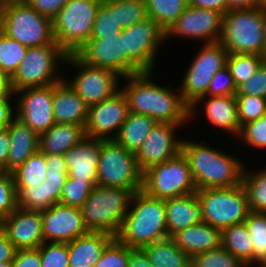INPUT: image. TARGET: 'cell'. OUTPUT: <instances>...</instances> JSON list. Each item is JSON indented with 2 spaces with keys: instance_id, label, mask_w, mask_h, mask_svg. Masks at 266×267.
<instances>
[{
  "instance_id": "1",
  "label": "cell",
  "mask_w": 266,
  "mask_h": 267,
  "mask_svg": "<svg viewBox=\"0 0 266 267\" xmlns=\"http://www.w3.org/2000/svg\"><path fill=\"white\" fill-rule=\"evenodd\" d=\"M153 72L129 75L122 92L126 96L129 111L153 118L157 123L182 125L190 120V106L182 99L180 89L160 86L152 82ZM176 91L178 93H176Z\"/></svg>"
},
{
  "instance_id": "2",
  "label": "cell",
  "mask_w": 266,
  "mask_h": 267,
  "mask_svg": "<svg viewBox=\"0 0 266 267\" xmlns=\"http://www.w3.org/2000/svg\"><path fill=\"white\" fill-rule=\"evenodd\" d=\"M197 189L230 188L242 184L244 165L239 159L208 144L182 141Z\"/></svg>"
},
{
  "instance_id": "3",
  "label": "cell",
  "mask_w": 266,
  "mask_h": 267,
  "mask_svg": "<svg viewBox=\"0 0 266 267\" xmlns=\"http://www.w3.org/2000/svg\"><path fill=\"white\" fill-rule=\"evenodd\" d=\"M130 206L116 235L121 243L129 248H143L168 237L165 200L139 190L134 192Z\"/></svg>"
},
{
  "instance_id": "4",
  "label": "cell",
  "mask_w": 266,
  "mask_h": 267,
  "mask_svg": "<svg viewBox=\"0 0 266 267\" xmlns=\"http://www.w3.org/2000/svg\"><path fill=\"white\" fill-rule=\"evenodd\" d=\"M0 30L27 47L58 45L52 19L38 13L24 0H2Z\"/></svg>"
},
{
  "instance_id": "5",
  "label": "cell",
  "mask_w": 266,
  "mask_h": 267,
  "mask_svg": "<svg viewBox=\"0 0 266 267\" xmlns=\"http://www.w3.org/2000/svg\"><path fill=\"white\" fill-rule=\"evenodd\" d=\"M133 194L131 189L95 185L81 207L88 231L104 232L116 237Z\"/></svg>"
},
{
  "instance_id": "6",
  "label": "cell",
  "mask_w": 266,
  "mask_h": 267,
  "mask_svg": "<svg viewBox=\"0 0 266 267\" xmlns=\"http://www.w3.org/2000/svg\"><path fill=\"white\" fill-rule=\"evenodd\" d=\"M265 10H231L223 15L219 42L231 53L265 56Z\"/></svg>"
},
{
  "instance_id": "7",
  "label": "cell",
  "mask_w": 266,
  "mask_h": 267,
  "mask_svg": "<svg viewBox=\"0 0 266 267\" xmlns=\"http://www.w3.org/2000/svg\"><path fill=\"white\" fill-rule=\"evenodd\" d=\"M124 45V77L153 72L158 50L165 43V31L158 23L145 20L122 29Z\"/></svg>"
},
{
  "instance_id": "8",
  "label": "cell",
  "mask_w": 266,
  "mask_h": 267,
  "mask_svg": "<svg viewBox=\"0 0 266 267\" xmlns=\"http://www.w3.org/2000/svg\"><path fill=\"white\" fill-rule=\"evenodd\" d=\"M103 0H68L52 19L55 42L69 55L90 38L99 4Z\"/></svg>"
},
{
  "instance_id": "9",
  "label": "cell",
  "mask_w": 266,
  "mask_h": 267,
  "mask_svg": "<svg viewBox=\"0 0 266 267\" xmlns=\"http://www.w3.org/2000/svg\"><path fill=\"white\" fill-rule=\"evenodd\" d=\"M203 222L220 231L244 223L250 209L243 184L230 188L197 189Z\"/></svg>"
},
{
  "instance_id": "10",
  "label": "cell",
  "mask_w": 266,
  "mask_h": 267,
  "mask_svg": "<svg viewBox=\"0 0 266 267\" xmlns=\"http://www.w3.org/2000/svg\"><path fill=\"white\" fill-rule=\"evenodd\" d=\"M67 55L59 45L28 47L26 56L11 77L14 92L25 88L45 87L62 81L64 78L57 73L58 64L64 65Z\"/></svg>"
},
{
  "instance_id": "11",
  "label": "cell",
  "mask_w": 266,
  "mask_h": 267,
  "mask_svg": "<svg viewBox=\"0 0 266 267\" xmlns=\"http://www.w3.org/2000/svg\"><path fill=\"white\" fill-rule=\"evenodd\" d=\"M142 190L148 196L162 200L195 193L197 187L190 164L183 153L145 170Z\"/></svg>"
},
{
  "instance_id": "12",
  "label": "cell",
  "mask_w": 266,
  "mask_h": 267,
  "mask_svg": "<svg viewBox=\"0 0 266 267\" xmlns=\"http://www.w3.org/2000/svg\"><path fill=\"white\" fill-rule=\"evenodd\" d=\"M143 172L135 153L126 150L114 139H103L97 170V185L142 190Z\"/></svg>"
},
{
  "instance_id": "13",
  "label": "cell",
  "mask_w": 266,
  "mask_h": 267,
  "mask_svg": "<svg viewBox=\"0 0 266 267\" xmlns=\"http://www.w3.org/2000/svg\"><path fill=\"white\" fill-rule=\"evenodd\" d=\"M228 54L219 41L202 45L187 69L182 85L178 86L182 99L189 106L206 94L214 75L226 67Z\"/></svg>"
},
{
  "instance_id": "14",
  "label": "cell",
  "mask_w": 266,
  "mask_h": 267,
  "mask_svg": "<svg viewBox=\"0 0 266 267\" xmlns=\"http://www.w3.org/2000/svg\"><path fill=\"white\" fill-rule=\"evenodd\" d=\"M65 63L78 68L70 82L64 80L88 107L106 100L120 89L121 77L110 69L88 65L76 54L67 55Z\"/></svg>"
},
{
  "instance_id": "15",
  "label": "cell",
  "mask_w": 266,
  "mask_h": 267,
  "mask_svg": "<svg viewBox=\"0 0 266 267\" xmlns=\"http://www.w3.org/2000/svg\"><path fill=\"white\" fill-rule=\"evenodd\" d=\"M15 95L16 117L38 135L46 132L55 124L53 115L54 84L25 88L15 91Z\"/></svg>"
},
{
  "instance_id": "16",
  "label": "cell",
  "mask_w": 266,
  "mask_h": 267,
  "mask_svg": "<svg viewBox=\"0 0 266 267\" xmlns=\"http://www.w3.org/2000/svg\"><path fill=\"white\" fill-rule=\"evenodd\" d=\"M129 112L126 96L119 89L106 100L88 107V118L84 127L85 136L106 140L114 139Z\"/></svg>"
},
{
  "instance_id": "17",
  "label": "cell",
  "mask_w": 266,
  "mask_h": 267,
  "mask_svg": "<svg viewBox=\"0 0 266 267\" xmlns=\"http://www.w3.org/2000/svg\"><path fill=\"white\" fill-rule=\"evenodd\" d=\"M223 14L203 8L188 6L165 32V41L173 36L191 38L205 43L218 42L222 31Z\"/></svg>"
},
{
  "instance_id": "18",
  "label": "cell",
  "mask_w": 266,
  "mask_h": 267,
  "mask_svg": "<svg viewBox=\"0 0 266 267\" xmlns=\"http://www.w3.org/2000/svg\"><path fill=\"white\" fill-rule=\"evenodd\" d=\"M173 123H157L150 131L140 149L135 153L142 172L148 168L171 160L182 152V141L176 137L177 127Z\"/></svg>"
},
{
  "instance_id": "19",
  "label": "cell",
  "mask_w": 266,
  "mask_h": 267,
  "mask_svg": "<svg viewBox=\"0 0 266 267\" xmlns=\"http://www.w3.org/2000/svg\"><path fill=\"white\" fill-rule=\"evenodd\" d=\"M44 242L69 243L87 234L81 208L56 203L41 211Z\"/></svg>"
},
{
  "instance_id": "20",
  "label": "cell",
  "mask_w": 266,
  "mask_h": 267,
  "mask_svg": "<svg viewBox=\"0 0 266 267\" xmlns=\"http://www.w3.org/2000/svg\"><path fill=\"white\" fill-rule=\"evenodd\" d=\"M0 227L17 250L38 248L44 242L41 211L17 207Z\"/></svg>"
},
{
  "instance_id": "21",
  "label": "cell",
  "mask_w": 266,
  "mask_h": 267,
  "mask_svg": "<svg viewBox=\"0 0 266 267\" xmlns=\"http://www.w3.org/2000/svg\"><path fill=\"white\" fill-rule=\"evenodd\" d=\"M75 54L88 65L110 69L124 78L122 33L120 37L89 39Z\"/></svg>"
},
{
  "instance_id": "22",
  "label": "cell",
  "mask_w": 266,
  "mask_h": 267,
  "mask_svg": "<svg viewBox=\"0 0 266 267\" xmlns=\"http://www.w3.org/2000/svg\"><path fill=\"white\" fill-rule=\"evenodd\" d=\"M103 139L85 136L76 146L64 155L68 167V176L80 180H89L97 185V170Z\"/></svg>"
},
{
  "instance_id": "23",
  "label": "cell",
  "mask_w": 266,
  "mask_h": 267,
  "mask_svg": "<svg viewBox=\"0 0 266 267\" xmlns=\"http://www.w3.org/2000/svg\"><path fill=\"white\" fill-rule=\"evenodd\" d=\"M205 99V102L203 101ZM207 100V101H206ZM203 102L204 114L212 125L238 137L241 127L238 120L235 95L211 97L201 96L190 106V119L196 113L197 105Z\"/></svg>"
},
{
  "instance_id": "24",
  "label": "cell",
  "mask_w": 266,
  "mask_h": 267,
  "mask_svg": "<svg viewBox=\"0 0 266 267\" xmlns=\"http://www.w3.org/2000/svg\"><path fill=\"white\" fill-rule=\"evenodd\" d=\"M53 115L59 124L85 127L87 122L88 106L64 79L54 84Z\"/></svg>"
},
{
  "instance_id": "25",
  "label": "cell",
  "mask_w": 266,
  "mask_h": 267,
  "mask_svg": "<svg viewBox=\"0 0 266 267\" xmlns=\"http://www.w3.org/2000/svg\"><path fill=\"white\" fill-rule=\"evenodd\" d=\"M172 238L190 258L222 246L221 231L205 222L185 228Z\"/></svg>"
},
{
  "instance_id": "26",
  "label": "cell",
  "mask_w": 266,
  "mask_h": 267,
  "mask_svg": "<svg viewBox=\"0 0 266 267\" xmlns=\"http://www.w3.org/2000/svg\"><path fill=\"white\" fill-rule=\"evenodd\" d=\"M10 145L6 161V172H12L27 158L39 151V135L15 117L7 126Z\"/></svg>"
},
{
  "instance_id": "27",
  "label": "cell",
  "mask_w": 266,
  "mask_h": 267,
  "mask_svg": "<svg viewBox=\"0 0 266 267\" xmlns=\"http://www.w3.org/2000/svg\"><path fill=\"white\" fill-rule=\"evenodd\" d=\"M114 238L104 232L89 231L70 241L67 243L69 267H94Z\"/></svg>"
},
{
  "instance_id": "28",
  "label": "cell",
  "mask_w": 266,
  "mask_h": 267,
  "mask_svg": "<svg viewBox=\"0 0 266 267\" xmlns=\"http://www.w3.org/2000/svg\"><path fill=\"white\" fill-rule=\"evenodd\" d=\"M168 237L196 223L203 222L198 196L191 193L165 200Z\"/></svg>"
},
{
  "instance_id": "29",
  "label": "cell",
  "mask_w": 266,
  "mask_h": 267,
  "mask_svg": "<svg viewBox=\"0 0 266 267\" xmlns=\"http://www.w3.org/2000/svg\"><path fill=\"white\" fill-rule=\"evenodd\" d=\"M85 138V128L76 124L55 123L39 135V151L43 154H65Z\"/></svg>"
},
{
  "instance_id": "30",
  "label": "cell",
  "mask_w": 266,
  "mask_h": 267,
  "mask_svg": "<svg viewBox=\"0 0 266 267\" xmlns=\"http://www.w3.org/2000/svg\"><path fill=\"white\" fill-rule=\"evenodd\" d=\"M64 184L45 179L37 186L16 187L18 207L34 211L50 208L59 203Z\"/></svg>"
},
{
  "instance_id": "31",
  "label": "cell",
  "mask_w": 266,
  "mask_h": 267,
  "mask_svg": "<svg viewBox=\"0 0 266 267\" xmlns=\"http://www.w3.org/2000/svg\"><path fill=\"white\" fill-rule=\"evenodd\" d=\"M157 122L143 114L129 112L114 140L126 150L136 153Z\"/></svg>"
},
{
  "instance_id": "32",
  "label": "cell",
  "mask_w": 266,
  "mask_h": 267,
  "mask_svg": "<svg viewBox=\"0 0 266 267\" xmlns=\"http://www.w3.org/2000/svg\"><path fill=\"white\" fill-rule=\"evenodd\" d=\"M153 267H191V258L179 248L172 237L142 248Z\"/></svg>"
},
{
  "instance_id": "33",
  "label": "cell",
  "mask_w": 266,
  "mask_h": 267,
  "mask_svg": "<svg viewBox=\"0 0 266 267\" xmlns=\"http://www.w3.org/2000/svg\"><path fill=\"white\" fill-rule=\"evenodd\" d=\"M222 246L248 267L253 264V243L245 223L231 225L221 231Z\"/></svg>"
},
{
  "instance_id": "34",
  "label": "cell",
  "mask_w": 266,
  "mask_h": 267,
  "mask_svg": "<svg viewBox=\"0 0 266 267\" xmlns=\"http://www.w3.org/2000/svg\"><path fill=\"white\" fill-rule=\"evenodd\" d=\"M147 15L166 32L188 7V0H145Z\"/></svg>"
},
{
  "instance_id": "35",
  "label": "cell",
  "mask_w": 266,
  "mask_h": 267,
  "mask_svg": "<svg viewBox=\"0 0 266 267\" xmlns=\"http://www.w3.org/2000/svg\"><path fill=\"white\" fill-rule=\"evenodd\" d=\"M15 187L37 186L46 177L45 154L37 151L11 172Z\"/></svg>"
},
{
  "instance_id": "36",
  "label": "cell",
  "mask_w": 266,
  "mask_h": 267,
  "mask_svg": "<svg viewBox=\"0 0 266 267\" xmlns=\"http://www.w3.org/2000/svg\"><path fill=\"white\" fill-rule=\"evenodd\" d=\"M121 33L116 18V0H103L97 9L90 39L120 37Z\"/></svg>"
},
{
  "instance_id": "37",
  "label": "cell",
  "mask_w": 266,
  "mask_h": 267,
  "mask_svg": "<svg viewBox=\"0 0 266 267\" xmlns=\"http://www.w3.org/2000/svg\"><path fill=\"white\" fill-rule=\"evenodd\" d=\"M242 184L248 195L250 211L266 213V167L250 172L244 168Z\"/></svg>"
},
{
  "instance_id": "38",
  "label": "cell",
  "mask_w": 266,
  "mask_h": 267,
  "mask_svg": "<svg viewBox=\"0 0 266 267\" xmlns=\"http://www.w3.org/2000/svg\"><path fill=\"white\" fill-rule=\"evenodd\" d=\"M244 223L253 243V263L266 266V213L250 211Z\"/></svg>"
},
{
  "instance_id": "39",
  "label": "cell",
  "mask_w": 266,
  "mask_h": 267,
  "mask_svg": "<svg viewBox=\"0 0 266 267\" xmlns=\"http://www.w3.org/2000/svg\"><path fill=\"white\" fill-rule=\"evenodd\" d=\"M264 62V56L257 54H228L226 67L229 69L237 88L249 80Z\"/></svg>"
},
{
  "instance_id": "40",
  "label": "cell",
  "mask_w": 266,
  "mask_h": 267,
  "mask_svg": "<svg viewBox=\"0 0 266 267\" xmlns=\"http://www.w3.org/2000/svg\"><path fill=\"white\" fill-rule=\"evenodd\" d=\"M27 50V46L0 30V70L12 77L26 56Z\"/></svg>"
},
{
  "instance_id": "41",
  "label": "cell",
  "mask_w": 266,
  "mask_h": 267,
  "mask_svg": "<svg viewBox=\"0 0 266 267\" xmlns=\"http://www.w3.org/2000/svg\"><path fill=\"white\" fill-rule=\"evenodd\" d=\"M191 267H248L223 246L191 258Z\"/></svg>"
},
{
  "instance_id": "42",
  "label": "cell",
  "mask_w": 266,
  "mask_h": 267,
  "mask_svg": "<svg viewBox=\"0 0 266 267\" xmlns=\"http://www.w3.org/2000/svg\"><path fill=\"white\" fill-rule=\"evenodd\" d=\"M95 185L89 180L67 177L59 203L81 208Z\"/></svg>"
},
{
  "instance_id": "43",
  "label": "cell",
  "mask_w": 266,
  "mask_h": 267,
  "mask_svg": "<svg viewBox=\"0 0 266 267\" xmlns=\"http://www.w3.org/2000/svg\"><path fill=\"white\" fill-rule=\"evenodd\" d=\"M147 17L145 0H116L117 24L121 29L139 23Z\"/></svg>"
},
{
  "instance_id": "44",
  "label": "cell",
  "mask_w": 266,
  "mask_h": 267,
  "mask_svg": "<svg viewBox=\"0 0 266 267\" xmlns=\"http://www.w3.org/2000/svg\"><path fill=\"white\" fill-rule=\"evenodd\" d=\"M240 127L261 118L266 113V98L251 95H235Z\"/></svg>"
},
{
  "instance_id": "45",
  "label": "cell",
  "mask_w": 266,
  "mask_h": 267,
  "mask_svg": "<svg viewBox=\"0 0 266 267\" xmlns=\"http://www.w3.org/2000/svg\"><path fill=\"white\" fill-rule=\"evenodd\" d=\"M129 247L116 237L106 246L94 267H128Z\"/></svg>"
},
{
  "instance_id": "46",
  "label": "cell",
  "mask_w": 266,
  "mask_h": 267,
  "mask_svg": "<svg viewBox=\"0 0 266 267\" xmlns=\"http://www.w3.org/2000/svg\"><path fill=\"white\" fill-rule=\"evenodd\" d=\"M38 249L41 267H69L67 243L43 242Z\"/></svg>"
},
{
  "instance_id": "47",
  "label": "cell",
  "mask_w": 266,
  "mask_h": 267,
  "mask_svg": "<svg viewBox=\"0 0 266 267\" xmlns=\"http://www.w3.org/2000/svg\"><path fill=\"white\" fill-rule=\"evenodd\" d=\"M17 207L13 176L10 172L0 171V220L9 216Z\"/></svg>"
},
{
  "instance_id": "48",
  "label": "cell",
  "mask_w": 266,
  "mask_h": 267,
  "mask_svg": "<svg viewBox=\"0 0 266 267\" xmlns=\"http://www.w3.org/2000/svg\"><path fill=\"white\" fill-rule=\"evenodd\" d=\"M238 138L247 146L266 149V113L261 118L244 124Z\"/></svg>"
},
{
  "instance_id": "49",
  "label": "cell",
  "mask_w": 266,
  "mask_h": 267,
  "mask_svg": "<svg viewBox=\"0 0 266 267\" xmlns=\"http://www.w3.org/2000/svg\"><path fill=\"white\" fill-rule=\"evenodd\" d=\"M237 90L238 88L229 69L224 67L214 75L204 96L220 97L236 95Z\"/></svg>"
},
{
  "instance_id": "50",
  "label": "cell",
  "mask_w": 266,
  "mask_h": 267,
  "mask_svg": "<svg viewBox=\"0 0 266 267\" xmlns=\"http://www.w3.org/2000/svg\"><path fill=\"white\" fill-rule=\"evenodd\" d=\"M236 95L266 98V63L263 62L253 77L238 87Z\"/></svg>"
},
{
  "instance_id": "51",
  "label": "cell",
  "mask_w": 266,
  "mask_h": 267,
  "mask_svg": "<svg viewBox=\"0 0 266 267\" xmlns=\"http://www.w3.org/2000/svg\"><path fill=\"white\" fill-rule=\"evenodd\" d=\"M46 177L45 179L54 183H65L68 177V167L64 155L45 154Z\"/></svg>"
},
{
  "instance_id": "52",
  "label": "cell",
  "mask_w": 266,
  "mask_h": 267,
  "mask_svg": "<svg viewBox=\"0 0 266 267\" xmlns=\"http://www.w3.org/2000/svg\"><path fill=\"white\" fill-rule=\"evenodd\" d=\"M11 267H41V256L38 248L19 249L11 262Z\"/></svg>"
},
{
  "instance_id": "53",
  "label": "cell",
  "mask_w": 266,
  "mask_h": 267,
  "mask_svg": "<svg viewBox=\"0 0 266 267\" xmlns=\"http://www.w3.org/2000/svg\"><path fill=\"white\" fill-rule=\"evenodd\" d=\"M38 13L53 19L68 0H24Z\"/></svg>"
},
{
  "instance_id": "54",
  "label": "cell",
  "mask_w": 266,
  "mask_h": 267,
  "mask_svg": "<svg viewBox=\"0 0 266 267\" xmlns=\"http://www.w3.org/2000/svg\"><path fill=\"white\" fill-rule=\"evenodd\" d=\"M188 6L219 11L223 15L229 11L227 0H188Z\"/></svg>"
},
{
  "instance_id": "55",
  "label": "cell",
  "mask_w": 266,
  "mask_h": 267,
  "mask_svg": "<svg viewBox=\"0 0 266 267\" xmlns=\"http://www.w3.org/2000/svg\"><path fill=\"white\" fill-rule=\"evenodd\" d=\"M17 249L0 227V262H12Z\"/></svg>"
},
{
  "instance_id": "56",
  "label": "cell",
  "mask_w": 266,
  "mask_h": 267,
  "mask_svg": "<svg viewBox=\"0 0 266 267\" xmlns=\"http://www.w3.org/2000/svg\"><path fill=\"white\" fill-rule=\"evenodd\" d=\"M12 98L0 99V128H6L11 121L16 117V113L13 110Z\"/></svg>"
},
{
  "instance_id": "57",
  "label": "cell",
  "mask_w": 266,
  "mask_h": 267,
  "mask_svg": "<svg viewBox=\"0 0 266 267\" xmlns=\"http://www.w3.org/2000/svg\"><path fill=\"white\" fill-rule=\"evenodd\" d=\"M128 267H153L142 248H129Z\"/></svg>"
},
{
  "instance_id": "58",
  "label": "cell",
  "mask_w": 266,
  "mask_h": 267,
  "mask_svg": "<svg viewBox=\"0 0 266 267\" xmlns=\"http://www.w3.org/2000/svg\"><path fill=\"white\" fill-rule=\"evenodd\" d=\"M10 137L8 128H0V171L6 172V161L9 151Z\"/></svg>"
},
{
  "instance_id": "59",
  "label": "cell",
  "mask_w": 266,
  "mask_h": 267,
  "mask_svg": "<svg viewBox=\"0 0 266 267\" xmlns=\"http://www.w3.org/2000/svg\"><path fill=\"white\" fill-rule=\"evenodd\" d=\"M14 96L15 92L12 88L11 77L7 73L0 70V99H14Z\"/></svg>"
},
{
  "instance_id": "60",
  "label": "cell",
  "mask_w": 266,
  "mask_h": 267,
  "mask_svg": "<svg viewBox=\"0 0 266 267\" xmlns=\"http://www.w3.org/2000/svg\"><path fill=\"white\" fill-rule=\"evenodd\" d=\"M229 11L260 8L259 0H227Z\"/></svg>"
},
{
  "instance_id": "61",
  "label": "cell",
  "mask_w": 266,
  "mask_h": 267,
  "mask_svg": "<svg viewBox=\"0 0 266 267\" xmlns=\"http://www.w3.org/2000/svg\"><path fill=\"white\" fill-rule=\"evenodd\" d=\"M260 8L266 10V0H259Z\"/></svg>"
},
{
  "instance_id": "62",
  "label": "cell",
  "mask_w": 266,
  "mask_h": 267,
  "mask_svg": "<svg viewBox=\"0 0 266 267\" xmlns=\"http://www.w3.org/2000/svg\"><path fill=\"white\" fill-rule=\"evenodd\" d=\"M0 267H11V262H0Z\"/></svg>"
},
{
  "instance_id": "63",
  "label": "cell",
  "mask_w": 266,
  "mask_h": 267,
  "mask_svg": "<svg viewBox=\"0 0 266 267\" xmlns=\"http://www.w3.org/2000/svg\"><path fill=\"white\" fill-rule=\"evenodd\" d=\"M264 35H265V54H266V10H265V25H264Z\"/></svg>"
}]
</instances>
